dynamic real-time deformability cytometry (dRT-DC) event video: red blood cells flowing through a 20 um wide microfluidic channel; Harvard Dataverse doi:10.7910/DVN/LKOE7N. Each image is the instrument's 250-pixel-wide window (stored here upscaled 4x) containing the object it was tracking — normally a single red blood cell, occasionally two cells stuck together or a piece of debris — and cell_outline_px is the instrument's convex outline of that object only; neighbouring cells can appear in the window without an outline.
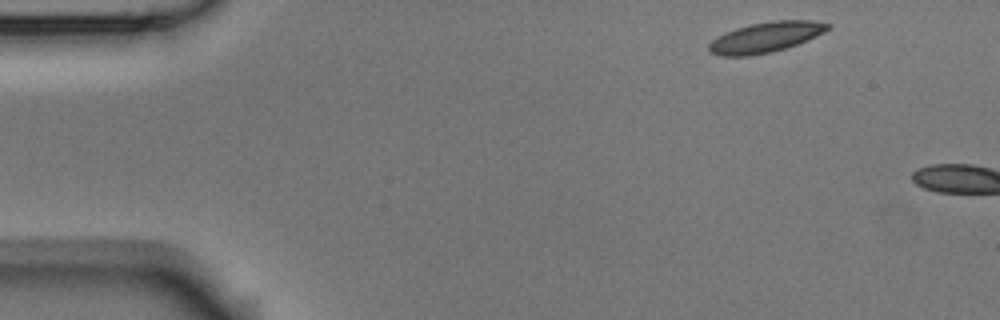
{"species": "Egyptian fruit bat (a non-hibernating species)", "species_latin": "Rousettus aegyptiacus", "temperature_condition": "room temperature", "stored_images_in_passage": 2, "camera_frame_rate_fps": 3000, "um_per_image_px": 0.085, "animal": {"sex": "male"}, "frame": {"image": 1, "passage_image": 1, "time_ms": 0.0, "image_size_px": [1000, 320], "cell_outline_px": [[832, 24], [824, 32], [816, 36], [796, 44], [784, 48], [768, 52], [748, 56], [720, 56], [708, 52], [708, 44], [712, 40], [736, 28], [752, 24], [772, 20], [812, 20]], "centroid_in_image_um": [65.07, 3.16], "position_along_channel_um": 19.9, "area_um2": 20.69}}